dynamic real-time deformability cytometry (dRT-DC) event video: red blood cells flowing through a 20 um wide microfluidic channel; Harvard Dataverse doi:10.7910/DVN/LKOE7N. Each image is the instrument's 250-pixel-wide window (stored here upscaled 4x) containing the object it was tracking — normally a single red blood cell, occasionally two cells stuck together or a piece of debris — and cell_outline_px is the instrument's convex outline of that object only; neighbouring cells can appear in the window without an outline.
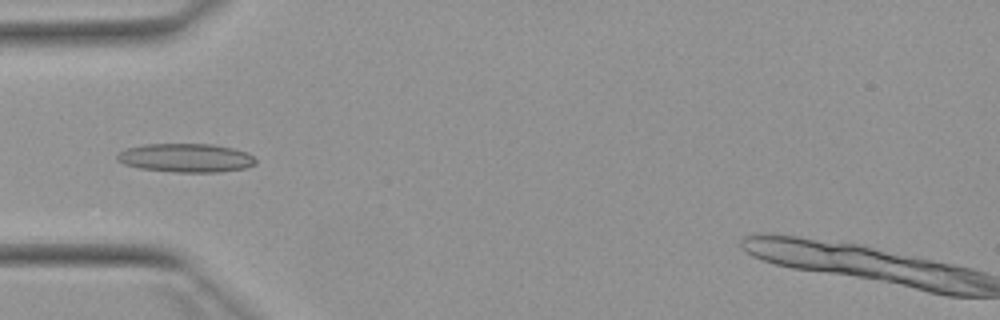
{"species": "Egyptian fruit bat (a non-hibernating species)", "species_latin": "Rousettus aegyptiacus", "temperature_condition": "warm", "stored_images_in_passage": 52, "camera_frame_rate_fps": 3000, "um_per_image_px": 0.085, "animal": {"sex": "female"}, "frame": {"image": 1, "passage_image": 17, "time_ms": 5.333, "image_size_px": [1000, 320], "cell_outline_px": [[256, 164], [244, 168], [220, 172], [176, 172], [140, 168], [124, 164], [116, 160], [116, 156], [120, 152], [128, 148], [144, 144], [212, 144], [232, 148], [248, 152], [256, 160]], "centroid_in_image_um": [15.81, 13.42], "position_along_channel_um": 69.2, "area_um2": 23.12}}
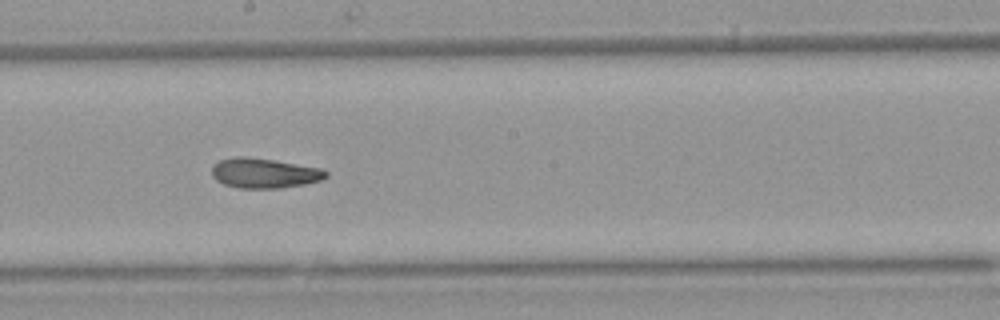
{"frame": {"image": 2, "passage_image": 29, "time_ms": 9.333, "image_size_px": [1000, 320], "cell_outline_px": [[328, 176], [324, 180], [304, 184], [280, 188], [240, 188], [224, 184], [216, 180], [212, 176], [212, 164], [220, 160], [236, 156], [244, 156], [276, 160], [320, 168], [328, 172]], "centroid_in_image_um": [22.47, 14.71], "position_along_channel_um": 225.7, "area_um2": 20.06}}
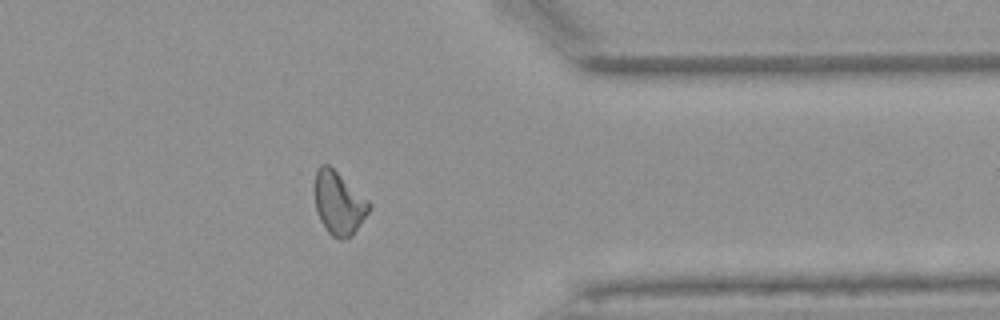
{"frame": {"image": 3, "passage_image": 42, "time_ms": 13.667, "image_size_px": [1000, 320], "cell_outline_px": [[372, 204], [368, 212], [352, 236], [344, 240], [340, 240], [332, 236], [324, 228], [316, 212], [316, 172], [320, 164], [328, 164], [368, 200]], "centroid_in_image_um": [28.8, 17.31], "position_along_channel_um": 382.6, "area_um2": 19.71}, "authors_computed_cell_mechanics": {"area_um2": 20.2878, "velocity_mm_per_s": 3.9103, "shape_relaxation_time_tau1_ms": 7.0978, "shape_relaxation_time_tau2_ms": 3.9046, "deformation_change_tau1": 0.1941, "deformation_change_tau2": 0.1153}}